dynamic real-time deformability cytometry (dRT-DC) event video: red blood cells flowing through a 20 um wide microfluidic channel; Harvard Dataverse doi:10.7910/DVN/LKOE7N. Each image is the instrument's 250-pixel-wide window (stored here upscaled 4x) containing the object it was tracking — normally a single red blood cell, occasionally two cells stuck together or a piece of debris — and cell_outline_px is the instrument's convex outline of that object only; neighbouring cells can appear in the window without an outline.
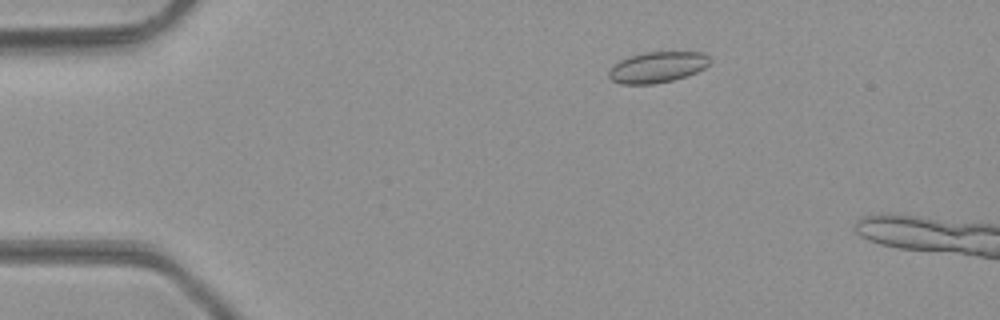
{"species": "common noctule bat (a hibernating species)", "species_latin": "Nyctalus noctula", "temperature_condition": "room temperature", "stored_images_in_passage": 11, "camera_frame_rate_fps": 3000, "um_per_image_px": 0.085, "animal": {"sex": "male", "body_mass_g": 23.1, "forearm_length_mm": 52.7}, "frame": {"image": 1, "passage_image": 7, "time_ms": 2.0, "image_size_px": [1000, 320], "cell_outline_px": [[712, 60], [704, 68], [696, 72], [672, 80], [652, 84], [620, 84], [612, 80], [608, 76], [608, 72], [620, 60], [628, 56], [644, 52], [704, 52]], "centroid_in_image_um": [55.88, 5.7], "position_along_channel_um": 29.1, "area_um2": 18.09}}